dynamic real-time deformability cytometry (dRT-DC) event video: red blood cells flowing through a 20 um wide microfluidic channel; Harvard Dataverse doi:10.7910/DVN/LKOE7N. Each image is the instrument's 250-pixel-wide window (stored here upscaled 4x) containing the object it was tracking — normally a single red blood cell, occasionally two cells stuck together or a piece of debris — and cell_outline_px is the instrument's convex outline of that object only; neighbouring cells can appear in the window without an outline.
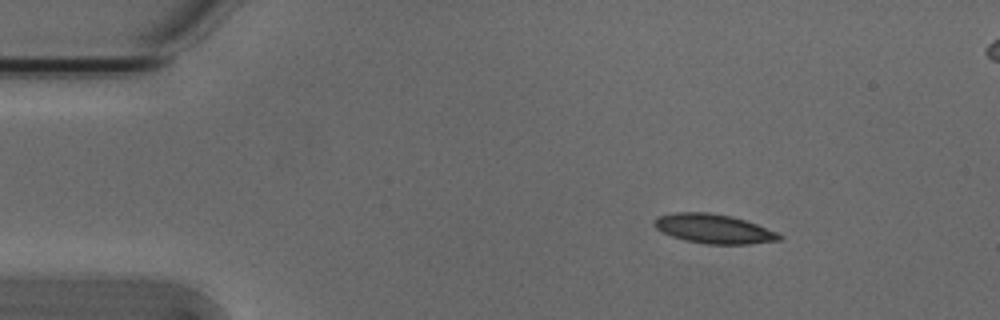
{"species": "Egyptian fruit bat (a non-hibernating species)", "species_latin": "Rousettus aegyptiacus", "temperature_condition": "cold", "stored_images_in_passage": 48, "segment_of_instrument_passage": [1, 2], "camera_frame_rate_fps": 3000, "um_per_image_px": 0.085, "animal": {"sex": "male"}, "frame": {"image": 1, "passage_image": 1, "time_ms": 0.0, "image_size_px": [1000, 320], "cell_outline_px": [[784, 236], [780, 240], [748, 244], [708, 244], [684, 240], [660, 232], [652, 224], [660, 216], [676, 212], [708, 212], [732, 216], [756, 224], [776, 232]], "centroid_in_image_um": [60.66, 19.45], "position_along_channel_um": 24.3, "area_um2": 21.21}}
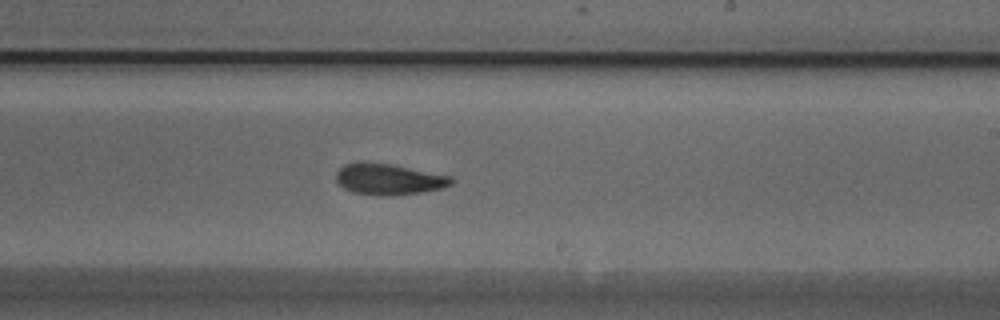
{"frame": {"image": 2, "passage_image": 25, "time_ms": 8.0, "image_size_px": [1000, 320], "cell_outline_px": [[452, 184], [440, 188], [420, 192], [392, 196], [380, 196], [352, 192], [344, 188], [336, 180], [336, 172], [344, 164], [360, 160], [392, 164], [452, 176]], "centroid_in_image_um": [32.99, 15.21], "position_along_channel_um": 256.0, "area_um2": 21.1}}
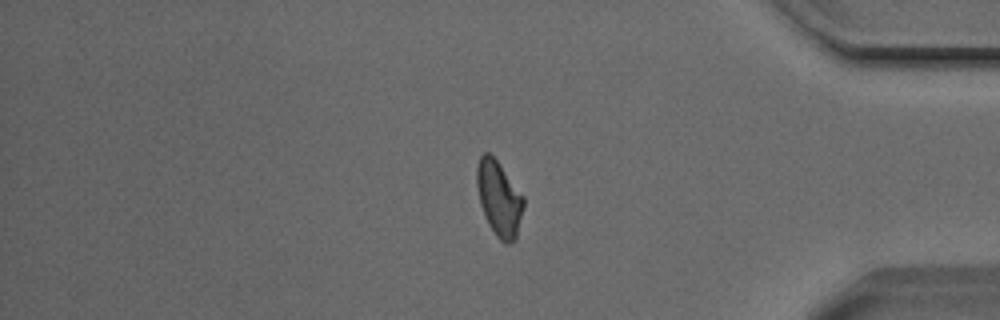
{"frame": {"image": 3, "passage_image": 38, "time_ms": 12.333, "image_size_px": [1000, 320], "cell_outline_px": [[524, 204], [516, 240], [508, 244], [504, 244], [496, 236], [488, 224], [484, 216], [480, 204], [476, 184], [476, 168], [480, 156], [484, 152], [488, 152], [496, 160], [524, 196]], "centroid_in_image_um": [42.41, 16.9], "position_along_channel_um": 392.8, "area_um2": 20.52}}